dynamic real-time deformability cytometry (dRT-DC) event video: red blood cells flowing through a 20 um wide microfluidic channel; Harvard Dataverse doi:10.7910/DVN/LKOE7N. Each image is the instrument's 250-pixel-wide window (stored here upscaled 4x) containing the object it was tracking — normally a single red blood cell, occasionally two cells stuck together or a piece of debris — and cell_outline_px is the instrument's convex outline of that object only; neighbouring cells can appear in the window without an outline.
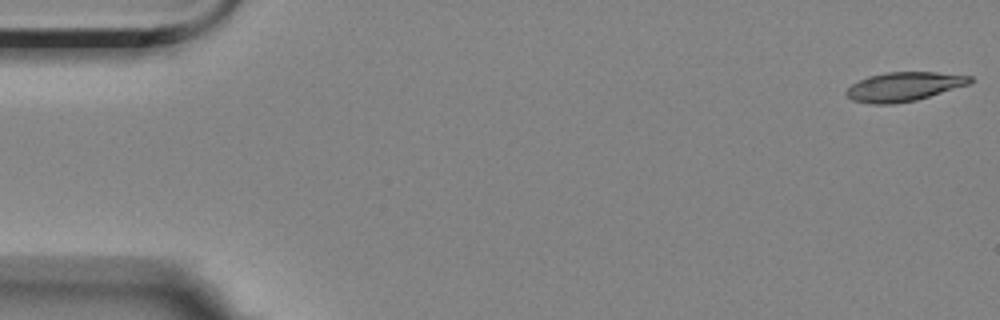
{"species": "Egyptian fruit bat (a non-hibernating species)", "species_latin": "Rousettus aegyptiacus", "temperature_condition": "room temperature", "stored_images_in_passage": 3, "camera_frame_rate_fps": 3000, "um_per_image_px": 0.085, "animal": {"sex": "female"}, "frame": {"image": 1, "passage_image": 1, "time_ms": 0.0, "image_size_px": [1000, 320], "cell_outline_px": [[972, 80], [968, 84], [916, 100], [892, 104], [872, 104], [852, 100], [844, 92], [852, 84], [868, 76], [884, 72], [936, 72], [972, 76]], "centroid_in_image_um": [76.79, 7.36], "position_along_channel_um": 8.2, "area_um2": 20.75}}